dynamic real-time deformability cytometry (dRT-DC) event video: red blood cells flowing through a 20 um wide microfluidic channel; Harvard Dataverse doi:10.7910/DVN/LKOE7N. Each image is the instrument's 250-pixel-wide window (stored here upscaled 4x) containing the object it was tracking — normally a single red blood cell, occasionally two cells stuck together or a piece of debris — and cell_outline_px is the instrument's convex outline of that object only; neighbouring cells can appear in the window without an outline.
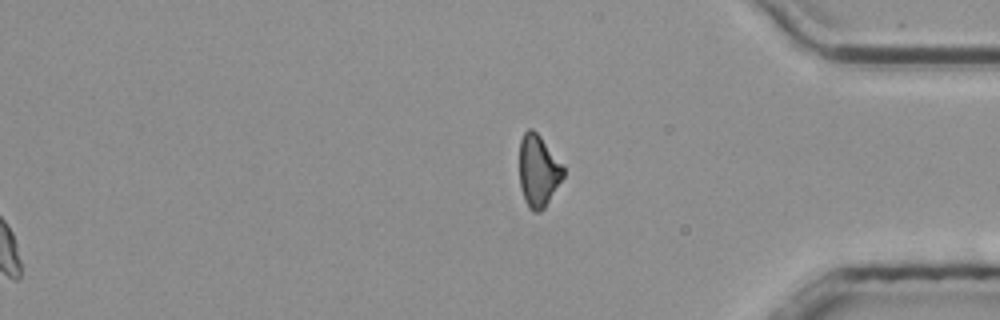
{"species": "common noctule bat (a hibernating species)", "species_latin": "Nyctalus noctula", "temperature_condition": "room temperature", "stored_images_in_passage": 49, "segment_of_instrument_passage": [2, 2], "camera_frame_rate_fps": 3000, "um_per_image_px": 0.085, "animal": {"sex": "male", "body_mass_g": 20.4}, "frame": {"image": 1, "passage_image": 49, "time_ms": 16.0, "image_size_px": [1000, 320], "cell_outline_px": [[564, 176], [544, 208], [540, 212], [532, 212], [528, 208], [524, 200], [520, 188], [520, 140], [524, 132], [528, 128], [532, 128], [540, 136], [564, 168]], "centroid_in_image_um": [45.73, 14.55], "position_along_channel_um": 389.5, "area_um2": 18.26}}